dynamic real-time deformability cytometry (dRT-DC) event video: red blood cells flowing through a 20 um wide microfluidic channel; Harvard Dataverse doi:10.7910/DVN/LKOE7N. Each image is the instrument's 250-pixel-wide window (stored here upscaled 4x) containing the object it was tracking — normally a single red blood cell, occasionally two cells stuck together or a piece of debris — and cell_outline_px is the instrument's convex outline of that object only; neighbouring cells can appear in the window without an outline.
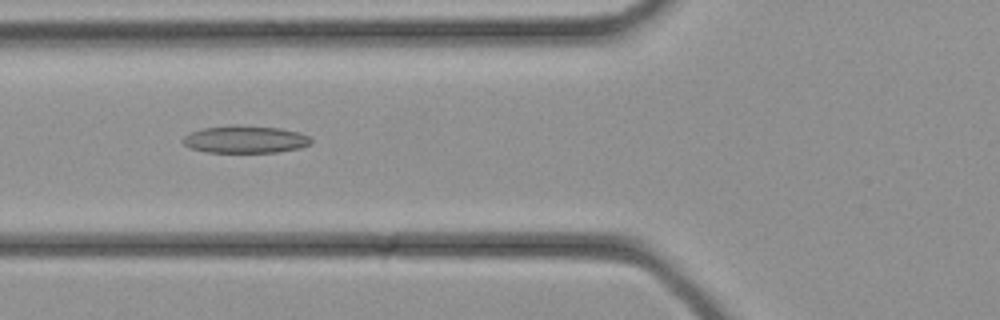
{"species": "common noctule bat (a hibernating species)", "species_latin": "Nyctalus noctula", "temperature_condition": "cold", "stored_images_in_passage": 28, "camera_frame_rate_fps": 3000, "um_per_image_px": 0.085, "animal": {"sex": "female", "body_mass_g": 21.9}, "frame": {"image": 1, "passage_image": 7, "time_ms": 2.0, "image_size_px": [1000, 320], "cell_outline_px": [[312, 144], [300, 148], [276, 152], [204, 152], [188, 148], [180, 140], [184, 136], [192, 132], [204, 128], [280, 128], [300, 132], [308, 136], [312, 140]], "centroid_in_image_um": [20.86, 11.9], "position_along_channel_um": 104.9, "area_um2": 19.59}}
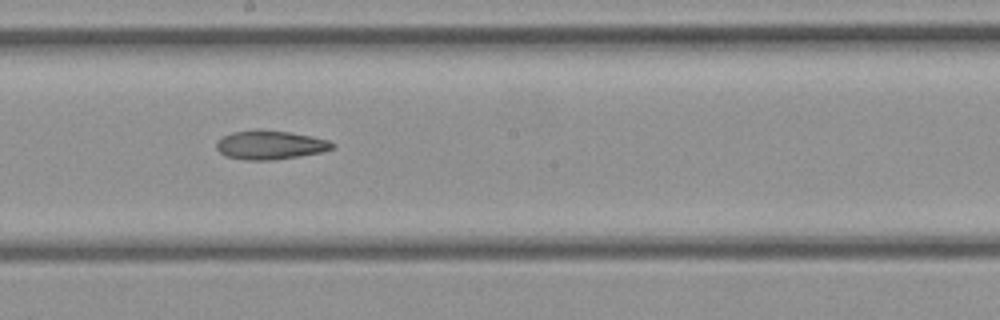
{"frame": {"image": 2, "passage_image": 13, "time_ms": 4.0, "image_size_px": [1000, 320], "cell_outline_px": [[336, 144], [332, 148], [320, 152], [300, 156], [272, 160], [248, 160], [224, 156], [216, 148], [216, 140], [232, 132], [256, 128], [260, 128], [288, 132], [312, 136], [328, 140]], "centroid_in_image_um": [22.92, 12.3], "position_along_channel_um": 225.3, "area_um2": 19.71}}
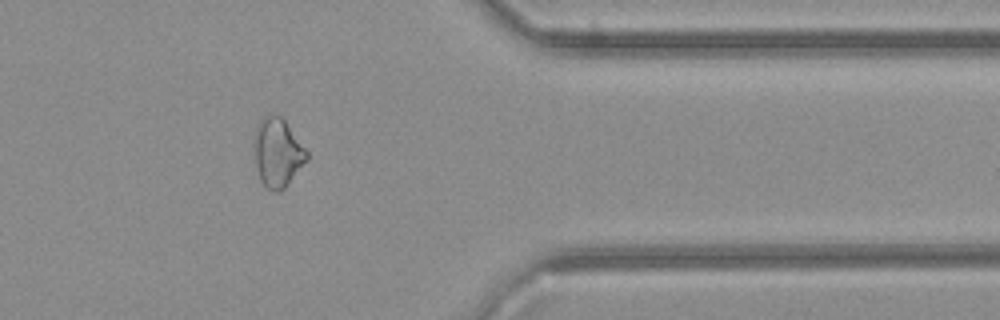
{"frame": {"image": 3, "passage_image": 22, "time_ms": 7.0, "image_size_px": [1000, 320], "cell_outline_px": [[308, 160], [288, 184], [280, 192], [272, 192], [260, 180], [256, 164], [252, 144], [252, 140], [256, 124], [264, 116], [280, 116], [284, 120], [308, 152]], "centroid_in_image_um": [23.56, 12.99], "position_along_channel_um": 387.8, "area_um2": 21.21}}